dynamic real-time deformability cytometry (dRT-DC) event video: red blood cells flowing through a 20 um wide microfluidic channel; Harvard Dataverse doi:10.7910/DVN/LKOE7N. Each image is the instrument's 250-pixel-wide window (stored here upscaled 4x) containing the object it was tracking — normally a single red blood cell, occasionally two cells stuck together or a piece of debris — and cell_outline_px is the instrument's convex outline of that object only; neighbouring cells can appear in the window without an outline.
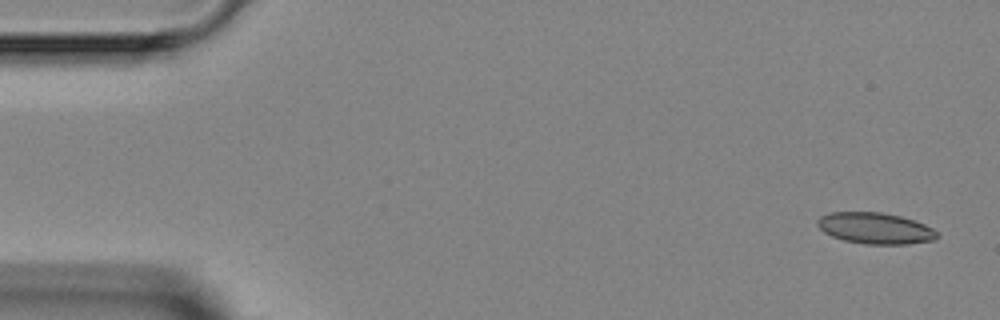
{"species": "Egyptian fruit bat (a non-hibernating species)", "species_latin": "Rousettus aegyptiacus", "temperature_condition": "room temperature", "stored_images_in_passage": 4, "camera_frame_rate_fps": 3000, "um_per_image_px": 0.085, "animal": {"sex": "female"}, "frame": {"image": 1, "passage_image": 1, "time_ms": 0.0, "image_size_px": [1000, 320], "cell_outline_px": [[940, 236], [936, 240], [908, 244], [864, 244], [844, 240], [832, 236], [824, 232], [816, 224], [816, 220], [820, 216], [828, 212], [880, 212], [900, 216], [924, 224], [932, 228]], "centroid_in_image_um": [74.38, 19.4], "position_along_channel_um": 10.6, "area_um2": 21.85}}